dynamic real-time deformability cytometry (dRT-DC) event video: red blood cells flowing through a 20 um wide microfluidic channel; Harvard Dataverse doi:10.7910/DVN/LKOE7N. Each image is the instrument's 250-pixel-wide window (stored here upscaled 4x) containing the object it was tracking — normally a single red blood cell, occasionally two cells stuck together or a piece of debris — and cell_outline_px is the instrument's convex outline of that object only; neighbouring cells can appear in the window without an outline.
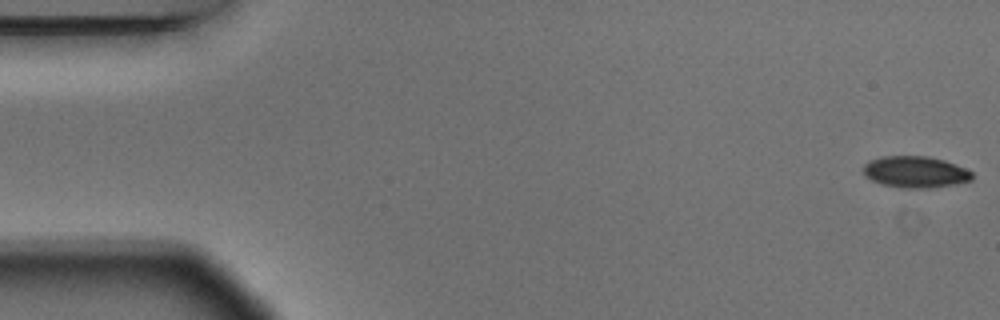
{"species": "Egyptian fruit bat (a non-hibernating species)", "species_latin": "Rousettus aegyptiacus", "temperature_condition": "warm", "stored_images_in_passage": 7, "camera_frame_rate_fps": 3000, "um_per_image_px": 0.085, "animal": {"sex": "male"}, "frame": {"image": 1, "passage_image": 1, "time_ms": 0.0, "image_size_px": [1000, 320], "cell_outline_px": [[972, 180], [956, 184], [928, 188], [904, 188], [884, 184], [872, 180], [864, 172], [864, 164], [868, 160], [880, 156], [928, 156], [944, 160], [956, 164], [972, 172]], "centroid_in_image_um": [77.82, 14.6], "position_along_channel_um": 7.2, "area_um2": 19.88}}
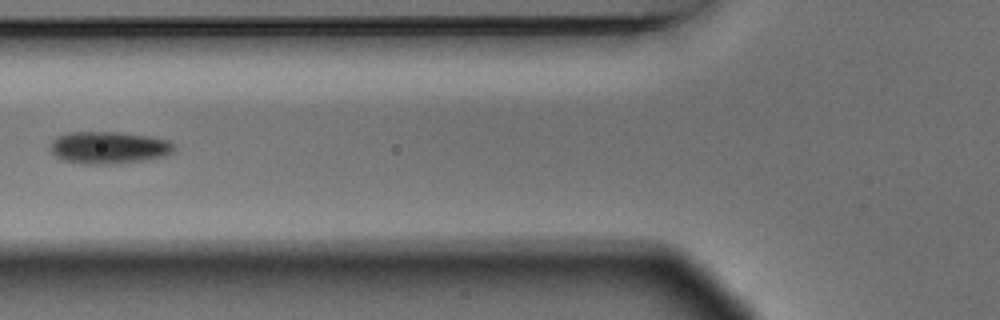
{"frame": {"image": 2, "passage_image": 6, "time_ms": 1.667, "image_size_px": [1000, 320], "cell_outline_px": [[176, 144], [172, 152], [164, 156], [144, 160], [108, 164], [84, 164], [64, 160], [56, 156], [52, 152], [52, 140], [56, 136], [68, 132], [116, 132], [152, 136], [168, 140]], "centroid_in_image_um": [9.27, 12.53], "position_along_channel_um": 116.5, "area_um2": 23.18}}
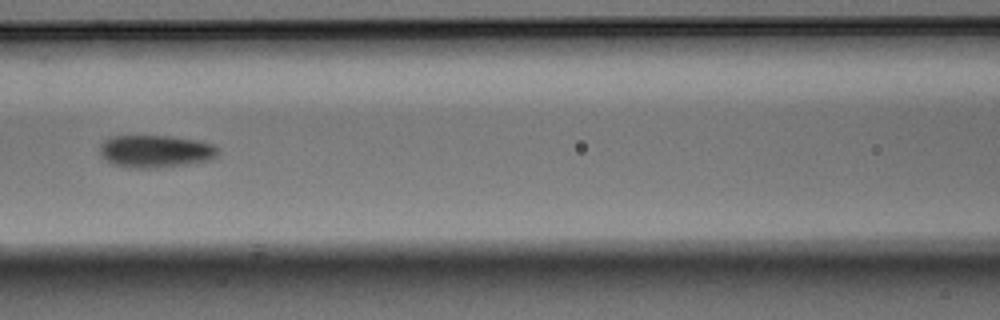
{"frame": {"image": 3, "passage_image": 7, "time_ms": 2.0, "image_size_px": [1000, 320], "cell_outline_px": [[220, 152], [216, 156], [208, 160], [184, 164], [152, 168], [128, 168], [112, 164], [100, 152], [100, 144], [104, 140], [112, 136], [172, 136], [200, 140], [216, 144], [220, 148]], "centroid_in_image_um": [13.27, 12.84], "position_along_channel_um": 153.3, "area_um2": 22.48}}